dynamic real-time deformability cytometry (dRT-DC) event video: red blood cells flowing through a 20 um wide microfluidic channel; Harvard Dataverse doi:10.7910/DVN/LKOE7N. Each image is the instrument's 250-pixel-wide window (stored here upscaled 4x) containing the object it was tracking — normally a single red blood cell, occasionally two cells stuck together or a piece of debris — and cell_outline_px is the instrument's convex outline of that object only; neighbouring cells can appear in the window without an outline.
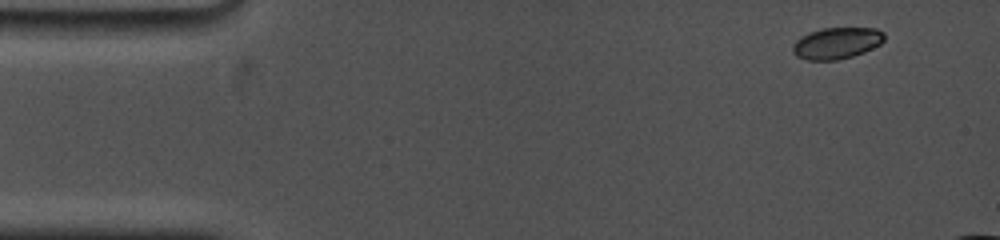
{"species": "common noctule bat (a hibernating species)", "species_latin": "Nyctalus noctula", "temperature_condition": "cold", "stored_images_in_passage": 5, "camera_frame_rate_fps": 5000, "um_per_image_px": 0.085, "animal": {"sex": "female", "body_mass_g": 19.0, "forearm_length_mm": 53.3}, "frame": {"image": 1, "passage_image": 1, "time_ms": 0.0, "image_size_px": [1000, 240], "cell_outline_px": [[884, 40], [880, 44], [864, 52], [852, 56], [836, 60], [808, 60], [796, 56], [792, 52], [792, 44], [800, 36], [808, 32], [820, 28], [876, 28], [884, 32]], "centroid_in_image_um": [71.08, 3.66], "position_along_channel_um": 13.9, "area_um2": 16.94}}